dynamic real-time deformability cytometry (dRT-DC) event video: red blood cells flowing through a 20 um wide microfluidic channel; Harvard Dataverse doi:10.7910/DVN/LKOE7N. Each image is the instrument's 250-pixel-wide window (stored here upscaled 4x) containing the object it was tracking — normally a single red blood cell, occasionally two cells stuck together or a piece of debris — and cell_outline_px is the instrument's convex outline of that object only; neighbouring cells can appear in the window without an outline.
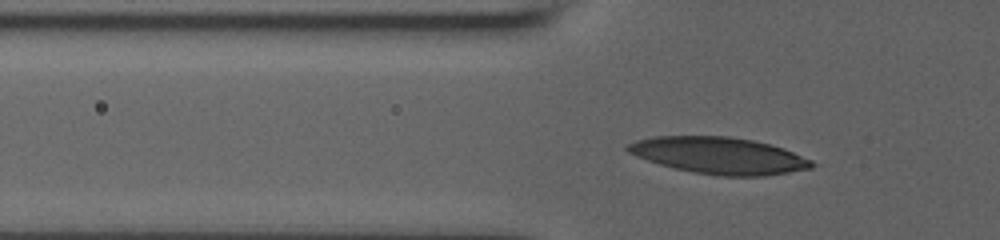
{"species": "human", "species_latin": "Homo sapiens", "temperature_condition": "room temperature", "stored_images_in_passage": 39, "camera_frame_rate_fps": 3000, "um_per_image_px": 0.085, "donor": {"sex": "male"}, "frame": {"image": 1, "passage_image": 4, "time_ms": 1.0, "image_size_px": [1000, 240], "cell_outline_px": [[816, 164], [812, 168], [764, 176], [716, 176], [676, 168], [660, 164], [636, 156], [628, 152], [624, 148], [628, 144], [636, 140], [652, 136], [728, 136], [752, 140], [784, 148], [812, 160]], "centroid_in_image_um": [61.12, 13.21], "position_along_channel_um": 64.7, "area_um2": 39.25}}
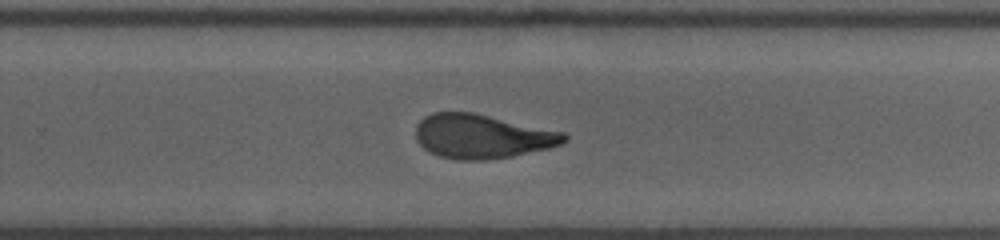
{"frame": {"image": 2, "passage_image": 22, "time_ms": 7.0, "image_size_px": [1000, 240], "cell_outline_px": [[568, 140], [560, 144], [548, 148], [512, 156], [484, 160], [456, 160], [440, 156], [424, 148], [416, 140], [416, 124], [424, 116], [432, 112], [472, 112], [564, 132], [568, 136]], "centroid_in_image_um": [40.96, 11.58], "position_along_channel_um": 288.8, "area_um2": 38.03}}
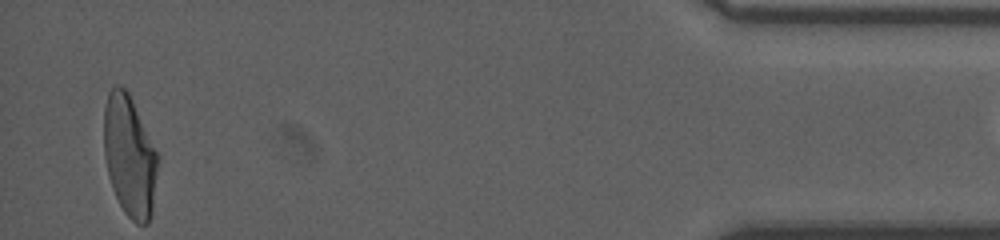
{"frame": {"image": 3, "passage_image": 38, "time_ms": 12.333, "image_size_px": [1000, 240], "cell_outline_px": [[160, 160], [152, 212], [148, 224], [136, 224], [124, 212], [112, 188], [104, 156], [104, 104], [108, 92], [112, 84], [120, 84], [128, 92], [160, 156]], "centroid_in_image_um": [11.03, 13.25], "position_along_channel_um": 424.2, "area_um2": 38.67}}